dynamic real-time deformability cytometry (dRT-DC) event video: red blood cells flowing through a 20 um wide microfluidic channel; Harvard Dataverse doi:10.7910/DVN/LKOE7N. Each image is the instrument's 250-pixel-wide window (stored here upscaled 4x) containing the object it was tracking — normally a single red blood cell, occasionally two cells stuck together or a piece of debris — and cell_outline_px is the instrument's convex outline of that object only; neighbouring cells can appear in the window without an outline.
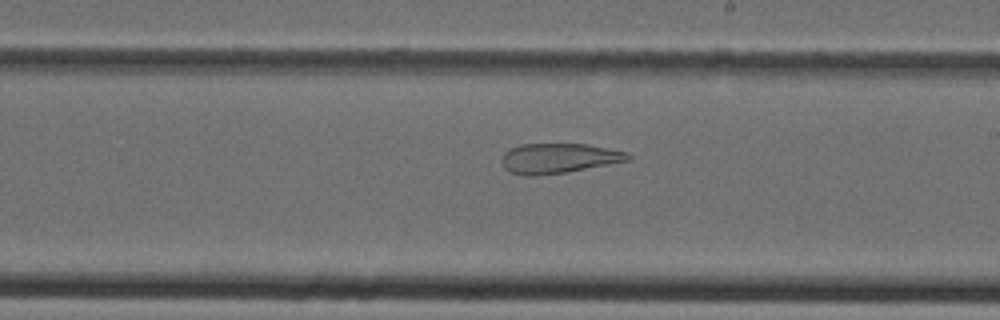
{"species": "Egyptian fruit bat (a non-hibernating species)", "species_latin": "Rousettus aegyptiacus", "temperature_condition": "cold", "stored_images_in_passage": 24, "camera_frame_rate_fps": 3000, "um_per_image_px": 0.085, "animal": {"sex": "female"}, "frame": {"image": 1, "passage_image": 11, "time_ms": 3.333, "image_size_px": [1000, 320], "cell_outline_px": [[632, 160], [564, 172], [536, 176], [524, 176], [512, 172], [504, 168], [500, 160], [504, 152], [508, 148], [520, 144], [588, 144], [628, 152], [632, 156]], "centroid_in_image_um": [47.47, 13.44], "position_along_channel_um": 241.5, "area_um2": 22.2}}
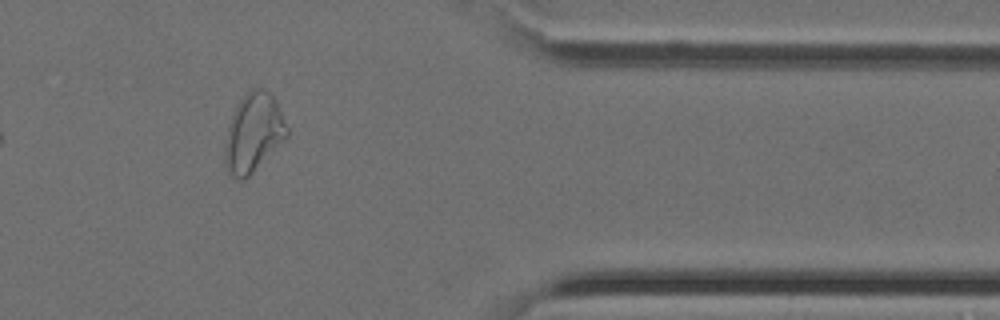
{"frame": {"image": 2, "passage_image": 21, "time_ms": 6.667, "image_size_px": [1000, 320], "cell_outline_px": [[288, 136], [244, 180], [236, 180], [228, 172], [224, 164], [224, 148], [228, 128], [232, 116], [240, 100], [252, 88], [264, 88], [276, 100], [288, 128]], "centroid_in_image_um": [21.53, 11.3], "position_along_channel_um": 389.9, "area_um2": 28.09}}